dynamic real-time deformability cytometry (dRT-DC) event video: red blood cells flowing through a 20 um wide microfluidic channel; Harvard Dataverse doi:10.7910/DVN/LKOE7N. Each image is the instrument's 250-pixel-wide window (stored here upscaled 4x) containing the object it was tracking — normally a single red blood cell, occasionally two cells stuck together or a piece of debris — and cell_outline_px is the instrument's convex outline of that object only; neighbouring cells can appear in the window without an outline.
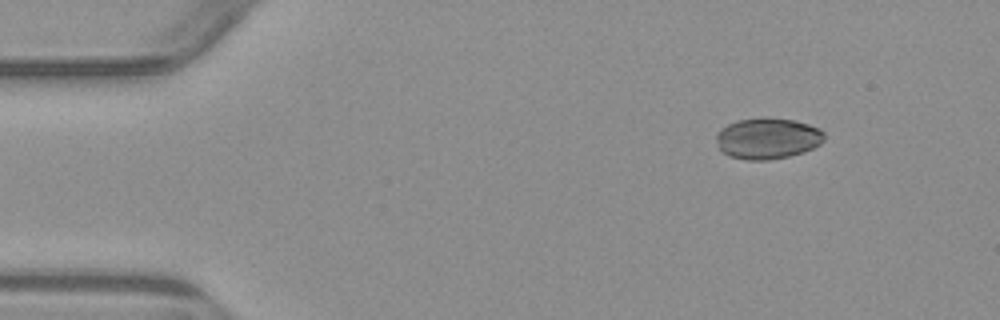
{"species": "common noctule bat (a hibernating species)", "species_latin": "Nyctalus noctula", "temperature_condition": "warm", "stored_images_in_passage": 5, "camera_frame_rate_fps": 3000, "um_per_image_px": 0.085, "animal": {"sex": "male", "body_mass_g": 23.1, "forearm_length_mm": 52.7}, "frame": {"image": 1, "passage_image": 1, "time_ms": 0.0, "image_size_px": [1000, 320], "cell_outline_px": [[824, 140], [820, 144], [804, 152], [788, 156], [768, 160], [748, 160], [728, 156], [720, 148], [716, 140], [716, 132], [720, 128], [736, 120], [764, 116], [792, 120], [808, 124], [820, 128], [824, 132]], "centroid_in_image_um": [65.23, 11.75], "position_along_channel_um": 19.8, "area_um2": 26.13}}
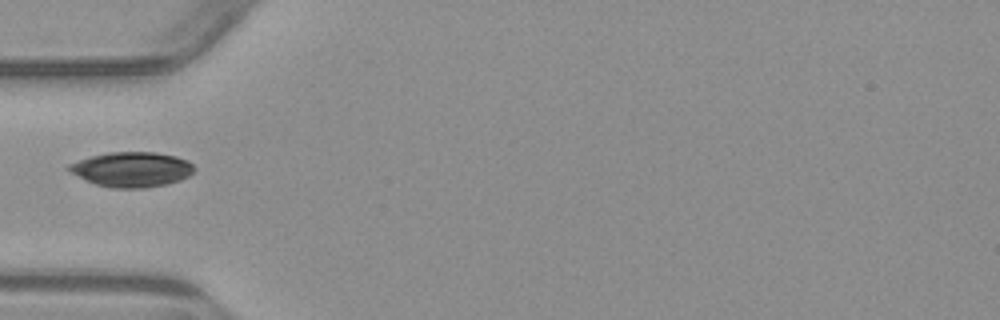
{"frame": {"image": 2, "passage_image": 4, "time_ms": 3.667, "image_size_px": [1000, 320], "cell_outline_px": [[196, 168], [188, 176], [180, 180], [168, 184], [144, 188], [112, 188], [96, 184], [84, 180], [68, 172], [64, 168], [68, 164], [92, 156], [108, 152], [156, 152], [176, 156], [188, 160]], "centroid_in_image_um": [11.18, 14.4], "position_along_channel_um": 73.8, "area_um2": 25.78}}
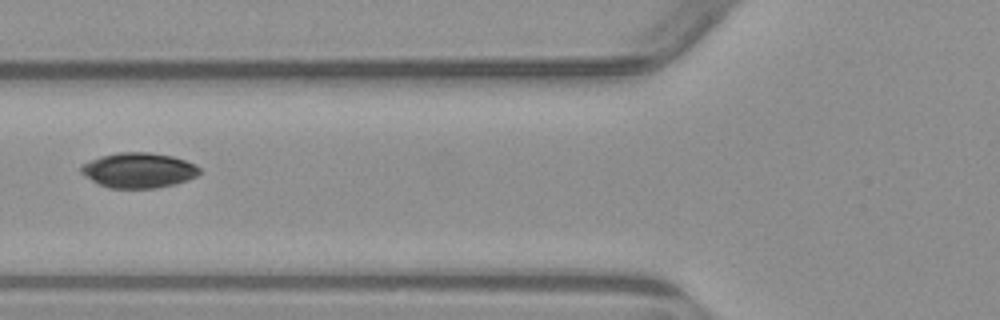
{"frame": {"image": 3, "passage_image": 5, "time_ms": 4.667, "image_size_px": [1000, 320], "cell_outline_px": [[200, 172], [196, 176], [188, 180], [156, 188], [108, 188], [92, 180], [80, 172], [80, 164], [100, 156], [116, 152], [148, 152], [172, 156], [196, 164], [200, 168]], "centroid_in_image_um": [11.76, 14.46], "position_along_channel_um": 114.0, "area_um2": 24.28}}